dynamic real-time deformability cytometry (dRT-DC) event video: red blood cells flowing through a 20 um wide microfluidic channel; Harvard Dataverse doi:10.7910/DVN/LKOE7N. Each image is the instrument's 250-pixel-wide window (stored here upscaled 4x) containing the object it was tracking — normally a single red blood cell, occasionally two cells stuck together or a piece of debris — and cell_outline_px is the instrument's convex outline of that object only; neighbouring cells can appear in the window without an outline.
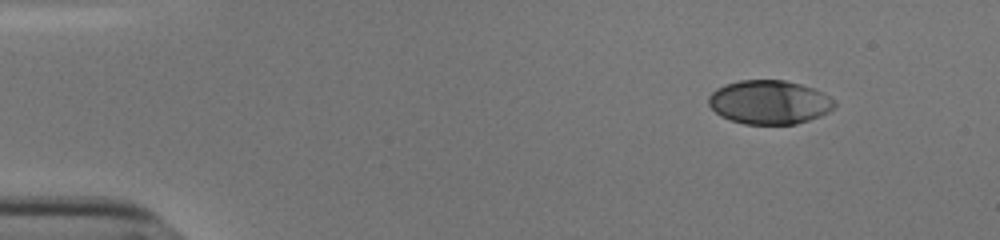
{"species": "human", "species_latin": "Homo sapiens", "temperature_condition": "cold", "stored_images_in_passage": 47, "camera_frame_rate_fps": 3000, "um_per_image_px": 0.085, "donor": {"sex": "male"}, "frame": {"image": 1, "passage_image": 1, "time_ms": 0.0, "image_size_px": [1000, 240], "cell_outline_px": [[836, 104], [828, 112], [820, 116], [796, 124], [744, 124], [728, 120], [720, 116], [708, 104], [708, 96], [716, 88], [724, 84], [740, 80], [784, 80], [816, 88], [824, 92], [836, 100]], "centroid_in_image_um": [65.39, 8.68], "position_along_channel_um": 19.6, "area_um2": 32.54}}
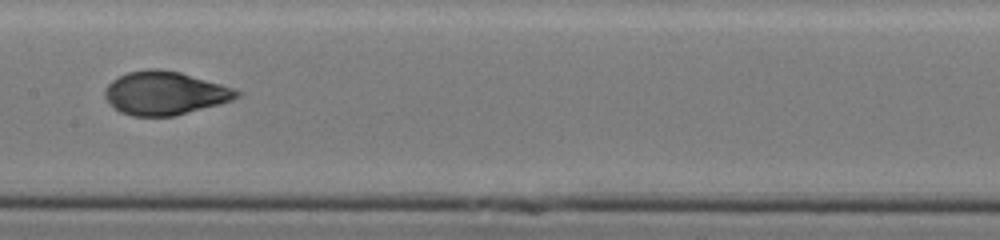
{"frame": {"image": 2, "passage_image": 23, "time_ms": 7.333, "image_size_px": [1000, 240], "cell_outline_px": [[240, 96], [232, 100], [220, 104], [176, 116], [132, 116], [120, 112], [108, 100], [104, 92], [108, 84], [112, 80], [128, 72], [148, 68], [160, 68], [180, 72], [236, 88], [240, 92]], "centroid_in_image_um": [14.05, 7.91], "position_along_channel_um": 193.3, "area_um2": 33.41}}
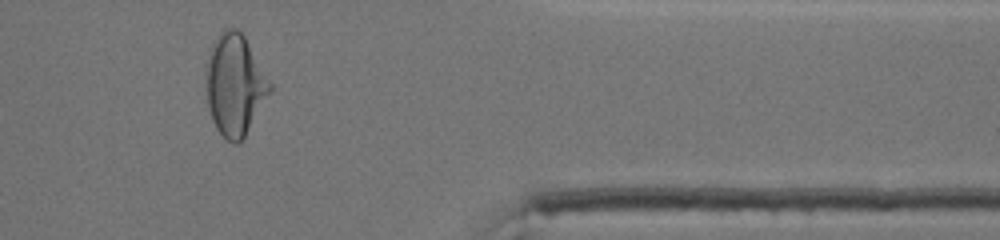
{"frame": {"image": 3, "passage_image": 40, "time_ms": 13.0, "image_size_px": [1000, 240], "cell_outline_px": [[272, 92], [244, 136], [236, 144], [232, 144], [216, 128], [212, 120], [208, 104], [208, 60], [212, 44], [216, 36], [224, 28], [236, 28], [244, 36], [272, 84]], "centroid_in_image_um": [20.0, 7.21], "position_along_channel_um": 391.4, "area_um2": 36.93}}